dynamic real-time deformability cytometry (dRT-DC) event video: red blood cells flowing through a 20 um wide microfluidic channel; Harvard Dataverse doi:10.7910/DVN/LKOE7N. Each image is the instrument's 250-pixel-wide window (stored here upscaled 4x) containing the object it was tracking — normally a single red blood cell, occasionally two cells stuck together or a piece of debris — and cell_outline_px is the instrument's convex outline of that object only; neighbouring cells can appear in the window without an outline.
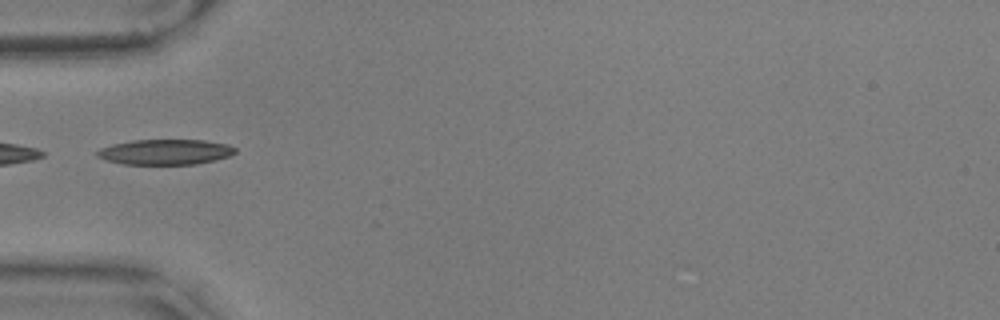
{"species": "common noctule bat (a hibernating species)", "species_latin": "Nyctalus noctula", "temperature_condition": "warm", "stored_images_in_passage": 32, "camera_frame_rate_fps": 3000, "um_per_image_px": 0.085, "animal": {"sex": "male", "body_mass_g": 17.9, "forearm_length_mm": 54.2}, "frame": {"image": 1, "passage_image": 1, "time_ms": 0.0, "image_size_px": [1000, 320], "cell_outline_px": [[236, 152], [228, 156], [196, 164], [124, 164], [108, 160], [96, 156], [96, 152], [100, 148], [112, 144], [136, 140], [204, 140], [228, 144], [236, 148]], "centroid_in_image_um": [14.05, 12.91], "position_along_channel_um": 71.0, "area_um2": 20.17}, "authors_computed_cell_mechanics": {"area_um2": 19.9988, "velocity_mm_per_s": 3.5683, "shape_relaxation_time_tau1_ms": null, "shape_relaxation_time_tau2_ms": 5.2951, "deformation_change_tau1": null, "deformation_change_tau2": 0.1269}}